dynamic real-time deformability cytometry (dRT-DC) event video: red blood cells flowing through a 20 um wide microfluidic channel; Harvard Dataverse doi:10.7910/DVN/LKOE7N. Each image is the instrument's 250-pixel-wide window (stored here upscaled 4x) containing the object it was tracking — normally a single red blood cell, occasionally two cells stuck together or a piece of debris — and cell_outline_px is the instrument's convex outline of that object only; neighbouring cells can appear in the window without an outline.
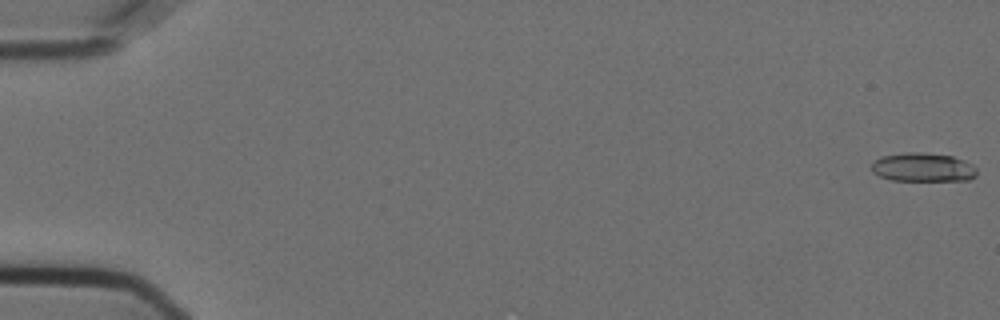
{"species": "Egyptian fruit bat (a non-hibernating species)", "species_latin": "Rousettus aegyptiacus", "temperature_condition": "cold", "stored_images_in_passage": 57, "camera_frame_rate_fps": 3000, "um_per_image_px": 0.085, "animal": {"sex": "female"}, "frame": {"image": 1, "passage_image": 1, "time_ms": 0.0, "image_size_px": [1000, 320], "cell_outline_px": [[976, 176], [968, 180], [892, 180], [880, 176], [872, 172], [872, 164], [880, 156], [904, 152], [920, 152], [952, 156], [964, 160], [972, 164], [976, 168]], "centroid_in_image_um": [78.45, 14.21], "position_along_channel_um": 6.6, "area_um2": 17.63}}
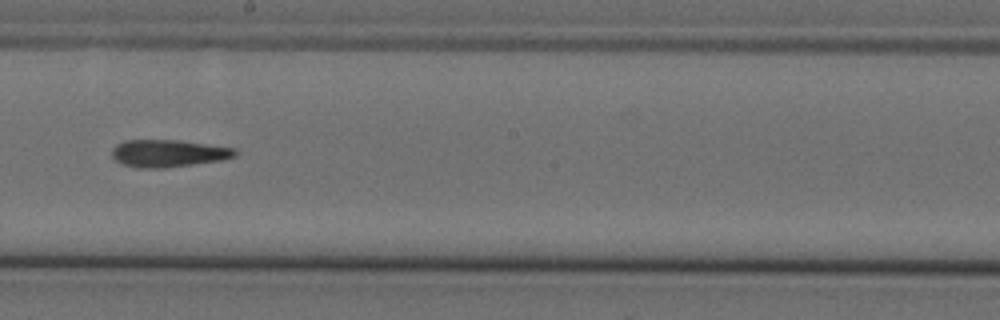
{"frame": {"image": 2, "passage_image": 33, "time_ms": 10.667, "image_size_px": [1000, 320], "cell_outline_px": [[240, 152], [236, 156], [224, 160], [164, 168], [136, 168], [120, 164], [112, 156], [112, 148], [116, 144], [124, 140], [180, 140], [236, 148]], "centroid_in_image_um": [14.33, 13.03], "position_along_channel_um": 233.9, "area_um2": 20.0}}
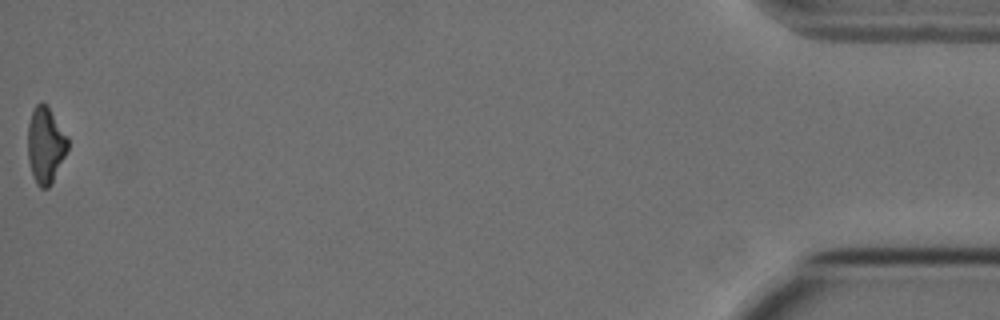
{"frame": {"image": 3, "passage_image": 57, "time_ms": 18.667, "image_size_px": [1000, 320], "cell_outline_px": [[68, 148], [52, 184], [48, 188], [40, 188], [36, 184], [32, 176], [28, 160], [28, 124], [32, 108], [40, 100], [48, 108], [68, 136]], "centroid_in_image_um": [3.85, 12.36], "position_along_channel_um": 431.3, "area_um2": 17.86}}